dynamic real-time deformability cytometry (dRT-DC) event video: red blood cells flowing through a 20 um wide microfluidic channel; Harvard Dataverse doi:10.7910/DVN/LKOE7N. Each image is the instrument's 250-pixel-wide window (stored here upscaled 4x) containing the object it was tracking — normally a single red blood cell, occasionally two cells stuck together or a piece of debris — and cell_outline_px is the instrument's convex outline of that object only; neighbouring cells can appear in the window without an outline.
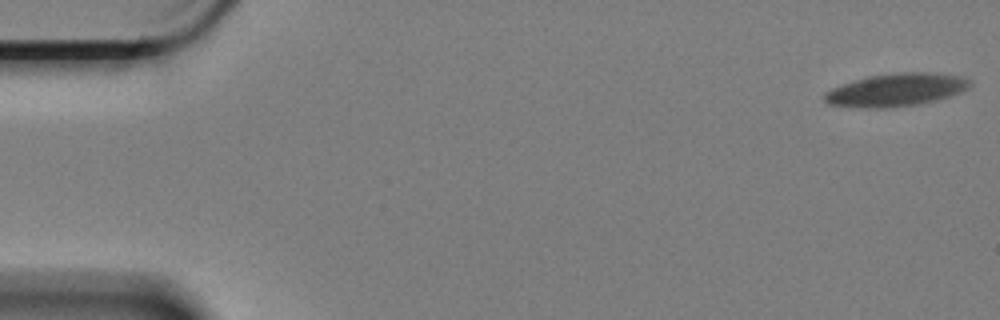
{"species": "Egyptian fruit bat (a non-hibernating species)", "species_latin": "Rousettus aegyptiacus", "temperature_condition": "cold", "stored_images_in_passage": 11, "camera_frame_rate_fps": 3000, "um_per_image_px": 0.085, "animal": {"sex": "female"}, "frame": {"image": 1, "passage_image": 1, "time_ms": 0.0, "image_size_px": [1000, 320], "cell_outline_px": [[972, 84], [968, 88], [948, 96], [932, 100], [912, 104], [880, 108], [868, 108], [828, 104], [824, 100], [824, 92], [832, 88], [868, 76], [900, 72], [924, 72], [960, 76], [968, 80]], "centroid_in_image_um": [76.12, 7.62], "position_along_channel_um": 8.9, "area_um2": 27.05}}